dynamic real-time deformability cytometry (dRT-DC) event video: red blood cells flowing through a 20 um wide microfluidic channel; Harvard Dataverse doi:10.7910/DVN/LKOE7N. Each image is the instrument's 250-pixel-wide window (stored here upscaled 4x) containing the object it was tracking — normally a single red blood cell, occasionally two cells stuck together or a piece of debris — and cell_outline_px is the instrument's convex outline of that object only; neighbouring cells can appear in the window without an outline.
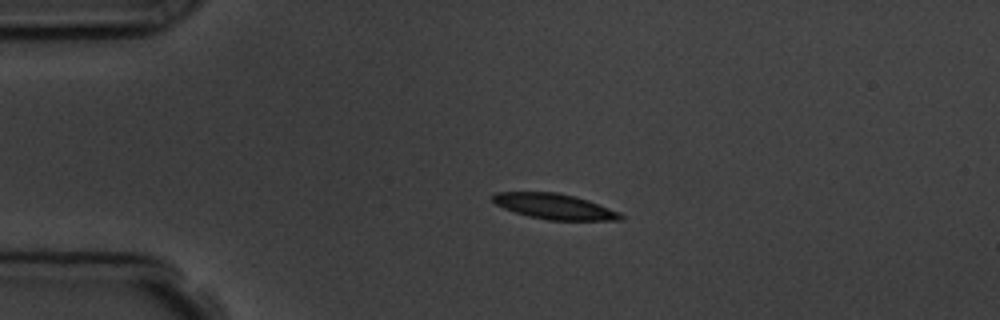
{"species": "common noctule bat (a hibernating species)", "species_latin": "Nyctalus noctula", "temperature_condition": "room temperature", "stored_images_in_passage": 2, "camera_frame_rate_fps": 3000, "um_per_image_px": 0.085, "animal": {"sex": "male", "body_mass_g": 19.5, "forearm_length_mm": 54.6}, "frame": {"image": 1, "passage_image": 1, "time_ms": 0.0, "image_size_px": [1000, 320], "cell_outline_px": [[624, 220], [548, 220], [528, 216], [504, 208], [496, 204], [492, 200], [492, 196], [496, 192], [556, 192], [588, 200], [620, 212], [624, 216]], "centroid_in_image_um": [47.15, 17.55], "position_along_channel_um": 37.9, "area_um2": 18.84}}